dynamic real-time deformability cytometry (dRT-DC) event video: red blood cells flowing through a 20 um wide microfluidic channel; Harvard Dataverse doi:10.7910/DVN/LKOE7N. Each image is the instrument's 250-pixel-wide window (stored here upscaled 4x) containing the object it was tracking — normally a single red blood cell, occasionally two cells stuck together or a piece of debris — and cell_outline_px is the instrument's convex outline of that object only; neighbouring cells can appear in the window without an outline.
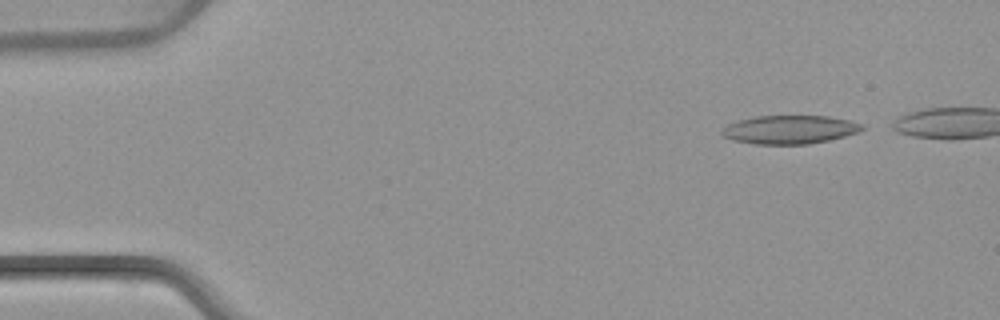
{"species": "common noctule bat (a hibernating species)", "species_latin": "Nyctalus noctula", "temperature_condition": "warm", "stored_images_in_passage": 5, "camera_frame_rate_fps": 3000, "um_per_image_px": 0.085, "animal": {"sex": "female", "body_mass_g": 22.7, "forearm_length_mm": 54.2}, "frame": {"image": 1, "passage_image": 1, "time_ms": 0.0, "image_size_px": [1000, 320], "cell_outline_px": [[868, 128], [860, 132], [828, 140], [808, 144], [756, 144], [732, 140], [724, 136], [720, 132], [728, 124], [740, 120], [756, 116], [828, 116], [852, 120], [864, 124]], "centroid_in_image_um": [67.2, 11.01], "position_along_channel_um": 17.8, "area_um2": 23.41}}